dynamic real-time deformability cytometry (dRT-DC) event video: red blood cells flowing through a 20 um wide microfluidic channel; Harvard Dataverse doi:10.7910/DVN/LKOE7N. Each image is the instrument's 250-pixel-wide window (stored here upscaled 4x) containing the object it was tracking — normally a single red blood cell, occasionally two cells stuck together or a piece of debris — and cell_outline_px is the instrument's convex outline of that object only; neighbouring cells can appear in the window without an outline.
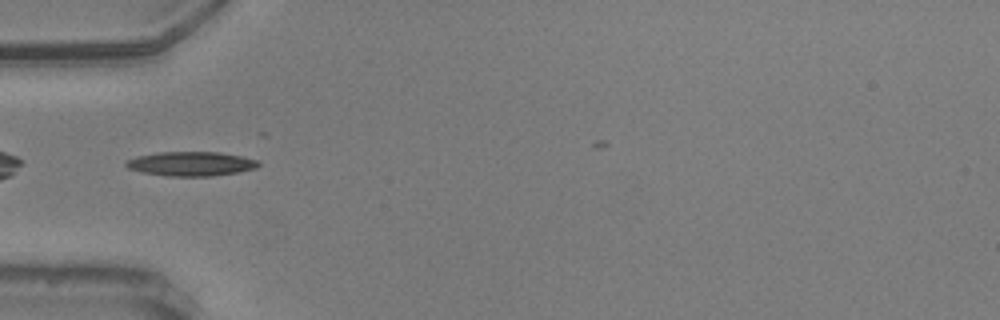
{"species": "common noctule bat (a hibernating species)", "species_latin": "Nyctalus noctula", "temperature_condition": "warm", "stored_images_in_passage": 31, "camera_frame_rate_fps": 3000, "um_per_image_px": 0.085, "animal": {"sex": "male", "body_mass_g": 20.5, "forearm_length_mm": 52.5}, "frame": {"image": 1, "passage_image": 1, "time_ms": 0.0, "image_size_px": [1000, 320], "cell_outline_px": [[260, 164], [256, 168], [240, 172], [212, 176], [168, 176], [140, 172], [128, 168], [124, 164], [128, 160], [136, 156], [156, 152], [220, 152], [240, 156], [256, 160]], "centroid_in_image_um": [16.21, 13.92], "position_along_channel_um": 68.8, "area_um2": 18.79}, "authors_computed_cell_mechanics": {"area_um2": 17.051, "velocity_mm_per_s": 3.6337, "shape_relaxation_time_tau1_ms": null, "shape_relaxation_time_tau2_ms": 10.9688, "deformation_change_tau1": null, "deformation_change_tau2": 0.234}}